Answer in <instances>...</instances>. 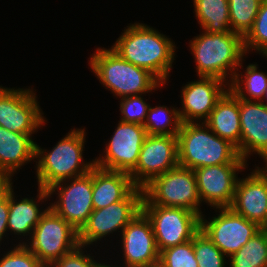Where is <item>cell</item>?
Instances as JSON below:
<instances>
[{"label": "cell", "mask_w": 267, "mask_h": 267, "mask_svg": "<svg viewBox=\"0 0 267 267\" xmlns=\"http://www.w3.org/2000/svg\"><path fill=\"white\" fill-rule=\"evenodd\" d=\"M112 49L124 60L147 69L166 84L175 60V42L144 23L127 26Z\"/></svg>", "instance_id": "6da1fadb"}, {"label": "cell", "mask_w": 267, "mask_h": 267, "mask_svg": "<svg viewBox=\"0 0 267 267\" xmlns=\"http://www.w3.org/2000/svg\"><path fill=\"white\" fill-rule=\"evenodd\" d=\"M189 47L194 56L198 77H214L230 84L236 71L243 68L246 55L244 39L232 31H202L190 40Z\"/></svg>", "instance_id": "7a4b0ae2"}, {"label": "cell", "mask_w": 267, "mask_h": 267, "mask_svg": "<svg viewBox=\"0 0 267 267\" xmlns=\"http://www.w3.org/2000/svg\"><path fill=\"white\" fill-rule=\"evenodd\" d=\"M85 129H71L49 151L36 143V177L38 187L47 190L54 184L88 173L94 166V160L83 159Z\"/></svg>", "instance_id": "3957f363"}, {"label": "cell", "mask_w": 267, "mask_h": 267, "mask_svg": "<svg viewBox=\"0 0 267 267\" xmlns=\"http://www.w3.org/2000/svg\"><path fill=\"white\" fill-rule=\"evenodd\" d=\"M178 162L198 169L223 164H247L229 141L216 135L204 122L182 123L177 134Z\"/></svg>", "instance_id": "277c9868"}, {"label": "cell", "mask_w": 267, "mask_h": 267, "mask_svg": "<svg viewBox=\"0 0 267 267\" xmlns=\"http://www.w3.org/2000/svg\"><path fill=\"white\" fill-rule=\"evenodd\" d=\"M89 66L103 87L120 99L139 94L146 96L165 85L147 69L124 60L112 48L98 47L90 57Z\"/></svg>", "instance_id": "5b68a950"}, {"label": "cell", "mask_w": 267, "mask_h": 267, "mask_svg": "<svg viewBox=\"0 0 267 267\" xmlns=\"http://www.w3.org/2000/svg\"><path fill=\"white\" fill-rule=\"evenodd\" d=\"M141 204L165 207H181L195 212L202 211L195 173L192 169L177 165L175 168L153 178L143 188Z\"/></svg>", "instance_id": "8992f818"}, {"label": "cell", "mask_w": 267, "mask_h": 267, "mask_svg": "<svg viewBox=\"0 0 267 267\" xmlns=\"http://www.w3.org/2000/svg\"><path fill=\"white\" fill-rule=\"evenodd\" d=\"M29 240L19 244H24L44 266H50L80 244L79 232L50 207L33 229Z\"/></svg>", "instance_id": "52a82bcc"}, {"label": "cell", "mask_w": 267, "mask_h": 267, "mask_svg": "<svg viewBox=\"0 0 267 267\" xmlns=\"http://www.w3.org/2000/svg\"><path fill=\"white\" fill-rule=\"evenodd\" d=\"M149 218L159 252L186 243L201 230V217L181 207L141 204Z\"/></svg>", "instance_id": "ba28073f"}, {"label": "cell", "mask_w": 267, "mask_h": 267, "mask_svg": "<svg viewBox=\"0 0 267 267\" xmlns=\"http://www.w3.org/2000/svg\"><path fill=\"white\" fill-rule=\"evenodd\" d=\"M142 198L143 189L135 187L123 200L101 209H94L79 231V243L89 247L114 232L122 233L128 223L141 211Z\"/></svg>", "instance_id": "9c48e42d"}, {"label": "cell", "mask_w": 267, "mask_h": 267, "mask_svg": "<svg viewBox=\"0 0 267 267\" xmlns=\"http://www.w3.org/2000/svg\"><path fill=\"white\" fill-rule=\"evenodd\" d=\"M92 188L93 167L84 175L58 182L49 187L47 191L50 197L58 194L56 197L58 200L50 203L49 207L79 232L94 210Z\"/></svg>", "instance_id": "30bf717a"}, {"label": "cell", "mask_w": 267, "mask_h": 267, "mask_svg": "<svg viewBox=\"0 0 267 267\" xmlns=\"http://www.w3.org/2000/svg\"><path fill=\"white\" fill-rule=\"evenodd\" d=\"M34 89L0 86V126L22 134H35L46 122Z\"/></svg>", "instance_id": "8fae6325"}, {"label": "cell", "mask_w": 267, "mask_h": 267, "mask_svg": "<svg viewBox=\"0 0 267 267\" xmlns=\"http://www.w3.org/2000/svg\"><path fill=\"white\" fill-rule=\"evenodd\" d=\"M214 210L219 214L212 216L209 221L205 219L204 214L201 215V230L227 257L239 251L261 229L230 207Z\"/></svg>", "instance_id": "7c38bea8"}, {"label": "cell", "mask_w": 267, "mask_h": 267, "mask_svg": "<svg viewBox=\"0 0 267 267\" xmlns=\"http://www.w3.org/2000/svg\"><path fill=\"white\" fill-rule=\"evenodd\" d=\"M118 122L112 137L106 142L104 154L93 159L94 165L106 170L130 173L137 165L147 132L143 125Z\"/></svg>", "instance_id": "4fadbf2b"}, {"label": "cell", "mask_w": 267, "mask_h": 267, "mask_svg": "<svg viewBox=\"0 0 267 267\" xmlns=\"http://www.w3.org/2000/svg\"><path fill=\"white\" fill-rule=\"evenodd\" d=\"M177 165H179L177 136L147 135L137 165L129 174L133 184L143 188L153 178Z\"/></svg>", "instance_id": "5bb4252c"}, {"label": "cell", "mask_w": 267, "mask_h": 267, "mask_svg": "<svg viewBox=\"0 0 267 267\" xmlns=\"http://www.w3.org/2000/svg\"><path fill=\"white\" fill-rule=\"evenodd\" d=\"M123 267H158L160 252L152 224L141 210L122 230ZM116 267H122L114 265Z\"/></svg>", "instance_id": "9a60e30c"}, {"label": "cell", "mask_w": 267, "mask_h": 267, "mask_svg": "<svg viewBox=\"0 0 267 267\" xmlns=\"http://www.w3.org/2000/svg\"><path fill=\"white\" fill-rule=\"evenodd\" d=\"M248 164H223L194 169L202 203L213 208L230 207L235 194L238 173Z\"/></svg>", "instance_id": "2e32d148"}, {"label": "cell", "mask_w": 267, "mask_h": 267, "mask_svg": "<svg viewBox=\"0 0 267 267\" xmlns=\"http://www.w3.org/2000/svg\"><path fill=\"white\" fill-rule=\"evenodd\" d=\"M257 166L237 181L230 208L247 220L267 229V165Z\"/></svg>", "instance_id": "e0dca14e"}, {"label": "cell", "mask_w": 267, "mask_h": 267, "mask_svg": "<svg viewBox=\"0 0 267 267\" xmlns=\"http://www.w3.org/2000/svg\"><path fill=\"white\" fill-rule=\"evenodd\" d=\"M181 87L182 108L178 109L182 123L204 122L217 101L229 89V84L214 77H198ZM227 87V88H226Z\"/></svg>", "instance_id": "ac0fdd59"}, {"label": "cell", "mask_w": 267, "mask_h": 267, "mask_svg": "<svg viewBox=\"0 0 267 267\" xmlns=\"http://www.w3.org/2000/svg\"><path fill=\"white\" fill-rule=\"evenodd\" d=\"M241 124L240 157L247 162L257 153L267 165V106L260 101L239 99Z\"/></svg>", "instance_id": "d6986e66"}, {"label": "cell", "mask_w": 267, "mask_h": 267, "mask_svg": "<svg viewBox=\"0 0 267 267\" xmlns=\"http://www.w3.org/2000/svg\"><path fill=\"white\" fill-rule=\"evenodd\" d=\"M32 136L0 126V180L12 182L11 178L22 166L34 161L36 142Z\"/></svg>", "instance_id": "ffe728a7"}, {"label": "cell", "mask_w": 267, "mask_h": 267, "mask_svg": "<svg viewBox=\"0 0 267 267\" xmlns=\"http://www.w3.org/2000/svg\"><path fill=\"white\" fill-rule=\"evenodd\" d=\"M12 182H9V216L7 220V229L8 232L13 233L14 235L22 236L28 240L31 238L33 229L40 222L42 215L49 208L40 209V202L44 203V201L50 200V196L48 191L38 187V194L36 198H21L22 200H18L15 197L14 189ZM16 198V199H15ZM39 203V204H37Z\"/></svg>", "instance_id": "44dd1931"}, {"label": "cell", "mask_w": 267, "mask_h": 267, "mask_svg": "<svg viewBox=\"0 0 267 267\" xmlns=\"http://www.w3.org/2000/svg\"><path fill=\"white\" fill-rule=\"evenodd\" d=\"M204 123L219 137L233 144L240 156L241 124L239 98L228 89Z\"/></svg>", "instance_id": "7402d4cb"}, {"label": "cell", "mask_w": 267, "mask_h": 267, "mask_svg": "<svg viewBox=\"0 0 267 267\" xmlns=\"http://www.w3.org/2000/svg\"><path fill=\"white\" fill-rule=\"evenodd\" d=\"M136 186L129 173L93 166L92 203L101 209L123 200Z\"/></svg>", "instance_id": "603a6c76"}, {"label": "cell", "mask_w": 267, "mask_h": 267, "mask_svg": "<svg viewBox=\"0 0 267 267\" xmlns=\"http://www.w3.org/2000/svg\"><path fill=\"white\" fill-rule=\"evenodd\" d=\"M195 17L206 33L231 32L228 0H193Z\"/></svg>", "instance_id": "cb8c5ba5"}, {"label": "cell", "mask_w": 267, "mask_h": 267, "mask_svg": "<svg viewBox=\"0 0 267 267\" xmlns=\"http://www.w3.org/2000/svg\"><path fill=\"white\" fill-rule=\"evenodd\" d=\"M245 69V74H242V72L239 73V70L236 71L229 84V89L239 99L261 101L267 87V74L258 70L257 63H251Z\"/></svg>", "instance_id": "d4e9b609"}, {"label": "cell", "mask_w": 267, "mask_h": 267, "mask_svg": "<svg viewBox=\"0 0 267 267\" xmlns=\"http://www.w3.org/2000/svg\"><path fill=\"white\" fill-rule=\"evenodd\" d=\"M228 260L229 267H267V229L261 228Z\"/></svg>", "instance_id": "484cf974"}, {"label": "cell", "mask_w": 267, "mask_h": 267, "mask_svg": "<svg viewBox=\"0 0 267 267\" xmlns=\"http://www.w3.org/2000/svg\"><path fill=\"white\" fill-rule=\"evenodd\" d=\"M181 120L178 109L170 106L149 107L147 118L143 124L147 135H171L177 136Z\"/></svg>", "instance_id": "4316f807"}, {"label": "cell", "mask_w": 267, "mask_h": 267, "mask_svg": "<svg viewBox=\"0 0 267 267\" xmlns=\"http://www.w3.org/2000/svg\"><path fill=\"white\" fill-rule=\"evenodd\" d=\"M264 0H228L231 31L243 38L252 29Z\"/></svg>", "instance_id": "83f0119b"}, {"label": "cell", "mask_w": 267, "mask_h": 267, "mask_svg": "<svg viewBox=\"0 0 267 267\" xmlns=\"http://www.w3.org/2000/svg\"><path fill=\"white\" fill-rule=\"evenodd\" d=\"M193 249L198 267H225L226 255L200 230L193 237ZM226 258V259H225Z\"/></svg>", "instance_id": "f1b7e54d"}, {"label": "cell", "mask_w": 267, "mask_h": 267, "mask_svg": "<svg viewBox=\"0 0 267 267\" xmlns=\"http://www.w3.org/2000/svg\"><path fill=\"white\" fill-rule=\"evenodd\" d=\"M243 39L246 54L255 50L260 55L267 56V0L260 4L253 27Z\"/></svg>", "instance_id": "f546056e"}, {"label": "cell", "mask_w": 267, "mask_h": 267, "mask_svg": "<svg viewBox=\"0 0 267 267\" xmlns=\"http://www.w3.org/2000/svg\"><path fill=\"white\" fill-rule=\"evenodd\" d=\"M158 267H198L193 239L162 250Z\"/></svg>", "instance_id": "4dcf8cb0"}, {"label": "cell", "mask_w": 267, "mask_h": 267, "mask_svg": "<svg viewBox=\"0 0 267 267\" xmlns=\"http://www.w3.org/2000/svg\"><path fill=\"white\" fill-rule=\"evenodd\" d=\"M144 94L123 97L120 99V121L143 125L146 121L150 105L141 97Z\"/></svg>", "instance_id": "1f68e13d"}, {"label": "cell", "mask_w": 267, "mask_h": 267, "mask_svg": "<svg viewBox=\"0 0 267 267\" xmlns=\"http://www.w3.org/2000/svg\"><path fill=\"white\" fill-rule=\"evenodd\" d=\"M0 259V267H44L39 259L24 245L15 244Z\"/></svg>", "instance_id": "d6a6232c"}, {"label": "cell", "mask_w": 267, "mask_h": 267, "mask_svg": "<svg viewBox=\"0 0 267 267\" xmlns=\"http://www.w3.org/2000/svg\"><path fill=\"white\" fill-rule=\"evenodd\" d=\"M87 246L79 244L70 252L53 262L49 267H105L106 263L96 262L91 254L84 251ZM86 253V254H84Z\"/></svg>", "instance_id": "836d02e7"}, {"label": "cell", "mask_w": 267, "mask_h": 267, "mask_svg": "<svg viewBox=\"0 0 267 267\" xmlns=\"http://www.w3.org/2000/svg\"><path fill=\"white\" fill-rule=\"evenodd\" d=\"M9 216V182L0 180V244L6 237ZM5 235V236H4Z\"/></svg>", "instance_id": "e575fe53"}, {"label": "cell", "mask_w": 267, "mask_h": 267, "mask_svg": "<svg viewBox=\"0 0 267 267\" xmlns=\"http://www.w3.org/2000/svg\"><path fill=\"white\" fill-rule=\"evenodd\" d=\"M266 58H267V56H266ZM260 102L263 103L265 106H267V87H266V89H265L263 98L261 99ZM264 102H266V103H264Z\"/></svg>", "instance_id": "d590c367"}, {"label": "cell", "mask_w": 267, "mask_h": 267, "mask_svg": "<svg viewBox=\"0 0 267 267\" xmlns=\"http://www.w3.org/2000/svg\"><path fill=\"white\" fill-rule=\"evenodd\" d=\"M112 265H110V264H105V267H116V266H113V263H111Z\"/></svg>", "instance_id": "8d00e7d4"}]
</instances>
